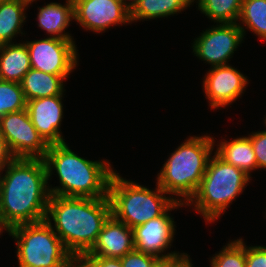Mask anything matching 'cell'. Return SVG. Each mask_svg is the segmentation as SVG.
Here are the masks:
<instances>
[{
    "instance_id": "obj_2",
    "label": "cell",
    "mask_w": 266,
    "mask_h": 267,
    "mask_svg": "<svg viewBox=\"0 0 266 267\" xmlns=\"http://www.w3.org/2000/svg\"><path fill=\"white\" fill-rule=\"evenodd\" d=\"M111 215L109 197L79 198L50 195L45 220L51 224L65 248L77 259L93 247Z\"/></svg>"
},
{
    "instance_id": "obj_17",
    "label": "cell",
    "mask_w": 266,
    "mask_h": 267,
    "mask_svg": "<svg viewBox=\"0 0 266 267\" xmlns=\"http://www.w3.org/2000/svg\"><path fill=\"white\" fill-rule=\"evenodd\" d=\"M31 69L25 42L0 45V80L21 83Z\"/></svg>"
},
{
    "instance_id": "obj_9",
    "label": "cell",
    "mask_w": 266,
    "mask_h": 267,
    "mask_svg": "<svg viewBox=\"0 0 266 267\" xmlns=\"http://www.w3.org/2000/svg\"><path fill=\"white\" fill-rule=\"evenodd\" d=\"M0 133L16 158H44L49 145L35 129L26 109L0 117Z\"/></svg>"
},
{
    "instance_id": "obj_29",
    "label": "cell",
    "mask_w": 266,
    "mask_h": 267,
    "mask_svg": "<svg viewBox=\"0 0 266 267\" xmlns=\"http://www.w3.org/2000/svg\"><path fill=\"white\" fill-rule=\"evenodd\" d=\"M246 267H266V246L246 245Z\"/></svg>"
},
{
    "instance_id": "obj_24",
    "label": "cell",
    "mask_w": 266,
    "mask_h": 267,
    "mask_svg": "<svg viewBox=\"0 0 266 267\" xmlns=\"http://www.w3.org/2000/svg\"><path fill=\"white\" fill-rule=\"evenodd\" d=\"M214 255L210 267H246V243L241 238L227 243Z\"/></svg>"
},
{
    "instance_id": "obj_19",
    "label": "cell",
    "mask_w": 266,
    "mask_h": 267,
    "mask_svg": "<svg viewBox=\"0 0 266 267\" xmlns=\"http://www.w3.org/2000/svg\"><path fill=\"white\" fill-rule=\"evenodd\" d=\"M68 76H58L31 68L21 81L26 102L32 99L61 95Z\"/></svg>"
},
{
    "instance_id": "obj_5",
    "label": "cell",
    "mask_w": 266,
    "mask_h": 267,
    "mask_svg": "<svg viewBox=\"0 0 266 267\" xmlns=\"http://www.w3.org/2000/svg\"><path fill=\"white\" fill-rule=\"evenodd\" d=\"M251 177L239 168L226 163L215 152L195 195L186 206L193 205L205 222L219 219L236 197L242 194Z\"/></svg>"
},
{
    "instance_id": "obj_13",
    "label": "cell",
    "mask_w": 266,
    "mask_h": 267,
    "mask_svg": "<svg viewBox=\"0 0 266 267\" xmlns=\"http://www.w3.org/2000/svg\"><path fill=\"white\" fill-rule=\"evenodd\" d=\"M203 79V90L212 109L234 103L249 84L247 76L229 64L213 66Z\"/></svg>"
},
{
    "instance_id": "obj_20",
    "label": "cell",
    "mask_w": 266,
    "mask_h": 267,
    "mask_svg": "<svg viewBox=\"0 0 266 267\" xmlns=\"http://www.w3.org/2000/svg\"><path fill=\"white\" fill-rule=\"evenodd\" d=\"M29 3L24 0H10L0 3V45L12 43L13 38L24 33L23 23L26 22L25 10Z\"/></svg>"
},
{
    "instance_id": "obj_10",
    "label": "cell",
    "mask_w": 266,
    "mask_h": 267,
    "mask_svg": "<svg viewBox=\"0 0 266 267\" xmlns=\"http://www.w3.org/2000/svg\"><path fill=\"white\" fill-rule=\"evenodd\" d=\"M244 34L237 23H217L206 29L192 45L194 55L213 66L228 65Z\"/></svg>"
},
{
    "instance_id": "obj_21",
    "label": "cell",
    "mask_w": 266,
    "mask_h": 267,
    "mask_svg": "<svg viewBox=\"0 0 266 267\" xmlns=\"http://www.w3.org/2000/svg\"><path fill=\"white\" fill-rule=\"evenodd\" d=\"M194 0H139L130 10V20H154L180 13L190 7Z\"/></svg>"
},
{
    "instance_id": "obj_11",
    "label": "cell",
    "mask_w": 266,
    "mask_h": 267,
    "mask_svg": "<svg viewBox=\"0 0 266 267\" xmlns=\"http://www.w3.org/2000/svg\"><path fill=\"white\" fill-rule=\"evenodd\" d=\"M74 20L81 27L102 33L111 26L131 23L130 9L122 0H72Z\"/></svg>"
},
{
    "instance_id": "obj_34",
    "label": "cell",
    "mask_w": 266,
    "mask_h": 267,
    "mask_svg": "<svg viewBox=\"0 0 266 267\" xmlns=\"http://www.w3.org/2000/svg\"><path fill=\"white\" fill-rule=\"evenodd\" d=\"M24 1H27L29 3V5H31L32 2H35L36 0H24Z\"/></svg>"
},
{
    "instance_id": "obj_32",
    "label": "cell",
    "mask_w": 266,
    "mask_h": 267,
    "mask_svg": "<svg viewBox=\"0 0 266 267\" xmlns=\"http://www.w3.org/2000/svg\"><path fill=\"white\" fill-rule=\"evenodd\" d=\"M173 267H193V264L190 259V255L188 256L185 253L174 265Z\"/></svg>"
},
{
    "instance_id": "obj_12",
    "label": "cell",
    "mask_w": 266,
    "mask_h": 267,
    "mask_svg": "<svg viewBox=\"0 0 266 267\" xmlns=\"http://www.w3.org/2000/svg\"><path fill=\"white\" fill-rule=\"evenodd\" d=\"M184 205L186 204L176 201L163 215L134 227L135 249L157 258L179 254L178 251H171L165 254L167 248H171L176 233L174 218L168 212Z\"/></svg>"
},
{
    "instance_id": "obj_23",
    "label": "cell",
    "mask_w": 266,
    "mask_h": 267,
    "mask_svg": "<svg viewBox=\"0 0 266 267\" xmlns=\"http://www.w3.org/2000/svg\"><path fill=\"white\" fill-rule=\"evenodd\" d=\"M242 1L196 0L198 4L197 9L214 23H238Z\"/></svg>"
},
{
    "instance_id": "obj_7",
    "label": "cell",
    "mask_w": 266,
    "mask_h": 267,
    "mask_svg": "<svg viewBox=\"0 0 266 267\" xmlns=\"http://www.w3.org/2000/svg\"><path fill=\"white\" fill-rule=\"evenodd\" d=\"M16 241L19 267H76V259L46 221L7 230Z\"/></svg>"
},
{
    "instance_id": "obj_33",
    "label": "cell",
    "mask_w": 266,
    "mask_h": 267,
    "mask_svg": "<svg viewBox=\"0 0 266 267\" xmlns=\"http://www.w3.org/2000/svg\"><path fill=\"white\" fill-rule=\"evenodd\" d=\"M125 5L131 10L133 6L139 1V0H122ZM130 1V2H129Z\"/></svg>"
},
{
    "instance_id": "obj_26",
    "label": "cell",
    "mask_w": 266,
    "mask_h": 267,
    "mask_svg": "<svg viewBox=\"0 0 266 267\" xmlns=\"http://www.w3.org/2000/svg\"><path fill=\"white\" fill-rule=\"evenodd\" d=\"M76 267H123L120 258L81 255L76 259Z\"/></svg>"
},
{
    "instance_id": "obj_28",
    "label": "cell",
    "mask_w": 266,
    "mask_h": 267,
    "mask_svg": "<svg viewBox=\"0 0 266 267\" xmlns=\"http://www.w3.org/2000/svg\"><path fill=\"white\" fill-rule=\"evenodd\" d=\"M257 161V169H266V131L252 132L249 136Z\"/></svg>"
},
{
    "instance_id": "obj_27",
    "label": "cell",
    "mask_w": 266,
    "mask_h": 267,
    "mask_svg": "<svg viewBox=\"0 0 266 267\" xmlns=\"http://www.w3.org/2000/svg\"><path fill=\"white\" fill-rule=\"evenodd\" d=\"M158 258L134 249L120 258L123 267H152Z\"/></svg>"
},
{
    "instance_id": "obj_31",
    "label": "cell",
    "mask_w": 266,
    "mask_h": 267,
    "mask_svg": "<svg viewBox=\"0 0 266 267\" xmlns=\"http://www.w3.org/2000/svg\"><path fill=\"white\" fill-rule=\"evenodd\" d=\"M179 253L168 257L158 258L152 267H173V265L184 255Z\"/></svg>"
},
{
    "instance_id": "obj_8",
    "label": "cell",
    "mask_w": 266,
    "mask_h": 267,
    "mask_svg": "<svg viewBox=\"0 0 266 267\" xmlns=\"http://www.w3.org/2000/svg\"><path fill=\"white\" fill-rule=\"evenodd\" d=\"M31 68L58 76H69L78 63L77 45L73 40L47 37L25 42ZM78 59V60H77Z\"/></svg>"
},
{
    "instance_id": "obj_22",
    "label": "cell",
    "mask_w": 266,
    "mask_h": 267,
    "mask_svg": "<svg viewBox=\"0 0 266 267\" xmlns=\"http://www.w3.org/2000/svg\"><path fill=\"white\" fill-rule=\"evenodd\" d=\"M238 20L240 21L237 24L244 36H246L245 30L249 29L266 41V0H243Z\"/></svg>"
},
{
    "instance_id": "obj_14",
    "label": "cell",
    "mask_w": 266,
    "mask_h": 267,
    "mask_svg": "<svg viewBox=\"0 0 266 267\" xmlns=\"http://www.w3.org/2000/svg\"><path fill=\"white\" fill-rule=\"evenodd\" d=\"M62 100L63 93L27 101L26 110L32 124L48 145L65 142L60 130L63 118Z\"/></svg>"
},
{
    "instance_id": "obj_6",
    "label": "cell",
    "mask_w": 266,
    "mask_h": 267,
    "mask_svg": "<svg viewBox=\"0 0 266 267\" xmlns=\"http://www.w3.org/2000/svg\"><path fill=\"white\" fill-rule=\"evenodd\" d=\"M166 194L157 183L155 190H151L121 177L116 171L109 182L112 215L132 229L163 215L176 202Z\"/></svg>"
},
{
    "instance_id": "obj_3",
    "label": "cell",
    "mask_w": 266,
    "mask_h": 267,
    "mask_svg": "<svg viewBox=\"0 0 266 267\" xmlns=\"http://www.w3.org/2000/svg\"><path fill=\"white\" fill-rule=\"evenodd\" d=\"M48 180L56 170L60 186H48L50 195L79 198L108 197L109 182L115 172L106 160L91 161L74 153L66 142L49 145L43 158Z\"/></svg>"
},
{
    "instance_id": "obj_4",
    "label": "cell",
    "mask_w": 266,
    "mask_h": 267,
    "mask_svg": "<svg viewBox=\"0 0 266 267\" xmlns=\"http://www.w3.org/2000/svg\"><path fill=\"white\" fill-rule=\"evenodd\" d=\"M214 144V138L207 134L189 136L163 164L157 175V185L176 201L187 204L200 186Z\"/></svg>"
},
{
    "instance_id": "obj_16",
    "label": "cell",
    "mask_w": 266,
    "mask_h": 267,
    "mask_svg": "<svg viewBox=\"0 0 266 267\" xmlns=\"http://www.w3.org/2000/svg\"><path fill=\"white\" fill-rule=\"evenodd\" d=\"M38 27L46 31L49 37L73 40L69 33H65L72 19L74 20V7L72 0L66 3L51 2L38 9Z\"/></svg>"
},
{
    "instance_id": "obj_30",
    "label": "cell",
    "mask_w": 266,
    "mask_h": 267,
    "mask_svg": "<svg viewBox=\"0 0 266 267\" xmlns=\"http://www.w3.org/2000/svg\"><path fill=\"white\" fill-rule=\"evenodd\" d=\"M16 157L11 152L7 141L0 133V171L10 164Z\"/></svg>"
},
{
    "instance_id": "obj_35",
    "label": "cell",
    "mask_w": 266,
    "mask_h": 267,
    "mask_svg": "<svg viewBox=\"0 0 266 267\" xmlns=\"http://www.w3.org/2000/svg\"><path fill=\"white\" fill-rule=\"evenodd\" d=\"M5 1H10V0H0V3L5 2Z\"/></svg>"
},
{
    "instance_id": "obj_1",
    "label": "cell",
    "mask_w": 266,
    "mask_h": 267,
    "mask_svg": "<svg viewBox=\"0 0 266 267\" xmlns=\"http://www.w3.org/2000/svg\"><path fill=\"white\" fill-rule=\"evenodd\" d=\"M48 182L42 158H15L0 171L2 232L16 225L45 220L50 198Z\"/></svg>"
},
{
    "instance_id": "obj_25",
    "label": "cell",
    "mask_w": 266,
    "mask_h": 267,
    "mask_svg": "<svg viewBox=\"0 0 266 267\" xmlns=\"http://www.w3.org/2000/svg\"><path fill=\"white\" fill-rule=\"evenodd\" d=\"M26 105L20 83L0 80V117L26 109Z\"/></svg>"
},
{
    "instance_id": "obj_15",
    "label": "cell",
    "mask_w": 266,
    "mask_h": 267,
    "mask_svg": "<svg viewBox=\"0 0 266 267\" xmlns=\"http://www.w3.org/2000/svg\"><path fill=\"white\" fill-rule=\"evenodd\" d=\"M134 249L133 229L111 215L105 222L93 247L83 255L122 258Z\"/></svg>"
},
{
    "instance_id": "obj_18",
    "label": "cell",
    "mask_w": 266,
    "mask_h": 267,
    "mask_svg": "<svg viewBox=\"0 0 266 267\" xmlns=\"http://www.w3.org/2000/svg\"><path fill=\"white\" fill-rule=\"evenodd\" d=\"M214 152L226 163L231 164L251 177L252 170H257V161L249 137H237L230 141L216 144Z\"/></svg>"
}]
</instances>
